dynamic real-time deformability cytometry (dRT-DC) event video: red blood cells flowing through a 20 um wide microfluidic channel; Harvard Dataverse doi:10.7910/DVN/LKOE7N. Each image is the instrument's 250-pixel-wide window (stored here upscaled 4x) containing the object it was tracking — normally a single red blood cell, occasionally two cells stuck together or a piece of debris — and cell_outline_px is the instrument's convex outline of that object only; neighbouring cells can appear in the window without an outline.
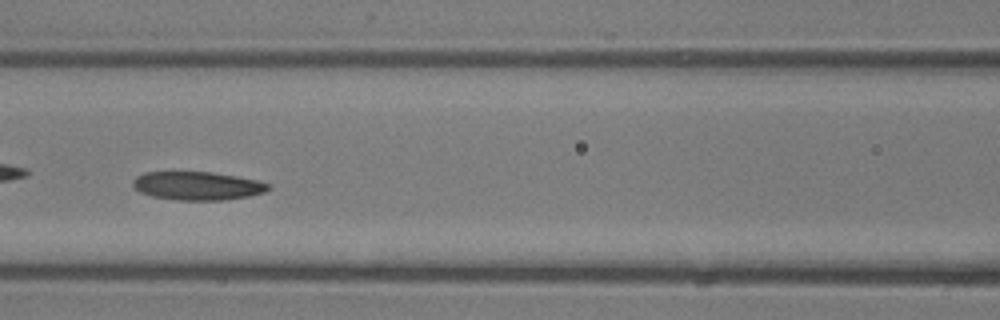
{"species": "common noctule bat (a hibernating species)", "species_latin": "Nyctalus noctula", "temperature_condition": "room temperature", "stored_images_in_passage": 42, "camera_frame_rate_fps": 3000, "um_per_image_px": 0.085, "animal": {"sex": "male", "body_mass_g": 13.3}, "frame": {"image": 1, "passage_image": 19, "time_ms": 6.0, "image_size_px": [1000, 320], "cell_outline_px": [[272, 188], [264, 192], [252, 196], [228, 200], [176, 200], [152, 196], [140, 192], [132, 184], [132, 180], [136, 176], [144, 172], [212, 172], [236, 176], [256, 180], [268, 184]], "centroid_in_image_um": [16.79, 15.8], "position_along_channel_um": 149.8, "area_um2": 22.54}}
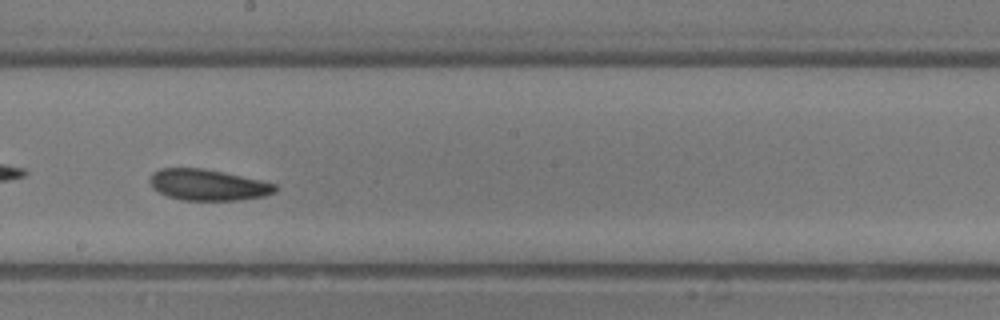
{"frame": {"image": 2, "passage_image": 24, "time_ms": 7.667, "image_size_px": [1000, 320], "cell_outline_px": [[276, 192], [264, 196], [240, 200], [180, 200], [168, 196], [152, 188], [152, 172], [160, 168], [200, 168], [260, 180], [276, 184]], "centroid_in_image_um": [17.68, 15.72], "position_along_channel_um": 230.5, "area_um2": 22.37}}
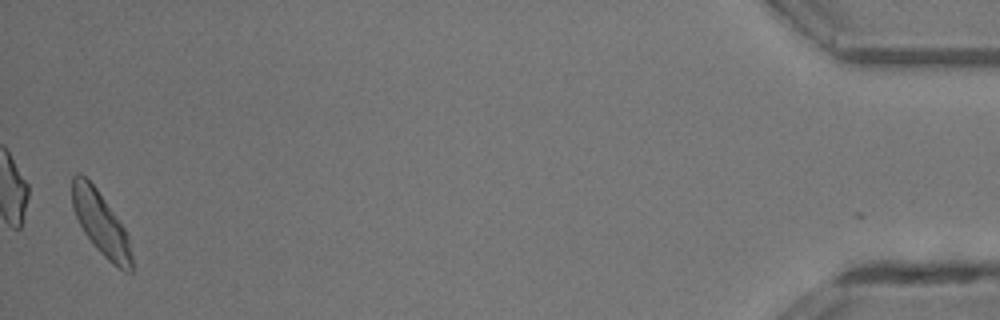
{"frame": {"image": 3, "passage_image": 42, "time_ms": 13.667, "image_size_px": [1000, 320], "cell_outline_px": [[132, 272], [124, 272], [112, 264], [96, 248], [84, 232], [72, 208], [72, 176], [76, 172], [80, 172], [96, 188], [124, 228], [128, 236], [132, 256]], "centroid_in_image_um": [8.56, 19.0], "position_along_channel_um": 426.6, "area_um2": 21.73}, "authors_computed_cell_mechanics": {"area_um2": 22.6287, "velocity_mm_per_s": 4.8589, "shape_relaxation_time_tau1_ms": 3.188, "shape_relaxation_time_tau2_ms": null, "deformation_change_tau1": 0.1, "deformation_change_tau2": null}}